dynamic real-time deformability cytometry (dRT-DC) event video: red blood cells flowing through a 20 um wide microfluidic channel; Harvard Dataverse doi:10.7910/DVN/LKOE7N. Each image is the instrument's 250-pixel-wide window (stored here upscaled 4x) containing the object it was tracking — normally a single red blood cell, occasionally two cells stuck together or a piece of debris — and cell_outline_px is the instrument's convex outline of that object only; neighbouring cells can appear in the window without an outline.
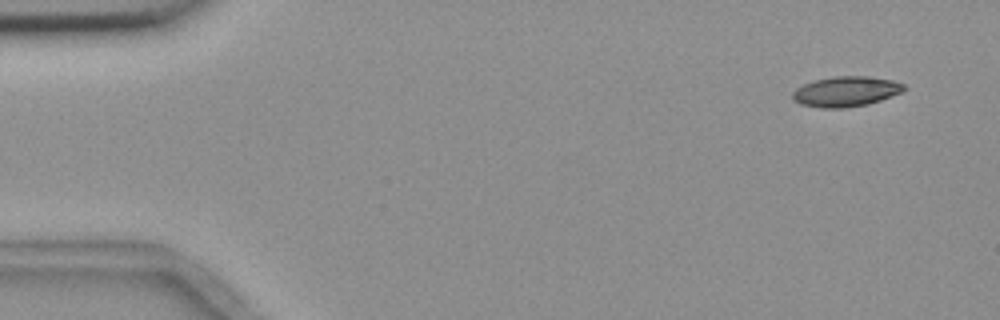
{"species": "common noctule bat (a hibernating species)", "species_latin": "Nyctalus noctula", "temperature_condition": "room temperature", "stored_images_in_passage": 7, "camera_frame_rate_fps": 3000, "um_per_image_px": 0.085, "animal": {"sex": "female", "body_mass_g": 18.4}, "frame": {"image": 1, "passage_image": 1, "time_ms": 0.0, "image_size_px": [1000, 320], "cell_outline_px": [[908, 88], [904, 92], [868, 104], [844, 108], [820, 108], [800, 104], [792, 100], [792, 92], [796, 88], [804, 84], [816, 80], [832, 76], [868, 76], [892, 80], [904, 84]], "centroid_in_image_um": [71.92, 7.78], "position_along_channel_um": 13.1, "area_um2": 19.83}}
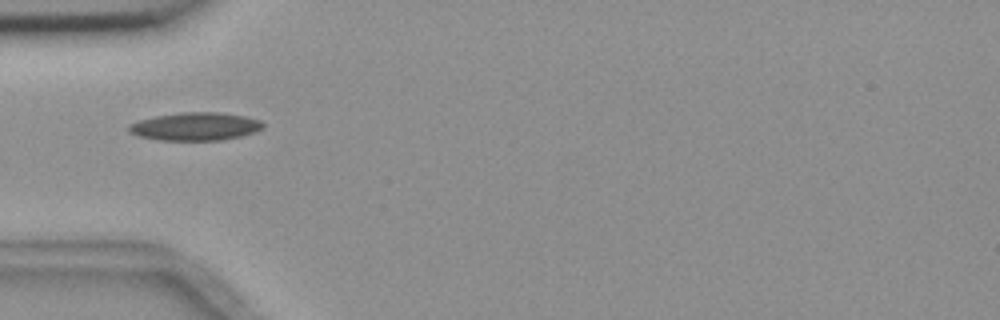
{"frame": {"image": 2, "passage_image": 5, "time_ms": 4.667, "image_size_px": [1000, 320], "cell_outline_px": [[264, 128], [256, 132], [240, 136], [220, 140], [160, 140], [136, 136], [128, 132], [128, 124], [140, 120], [156, 116], [180, 112], [216, 112], [244, 116], [260, 120], [264, 124]], "centroid_in_image_um": [16.59, 10.75], "position_along_channel_um": 68.4, "area_um2": 21.96}}
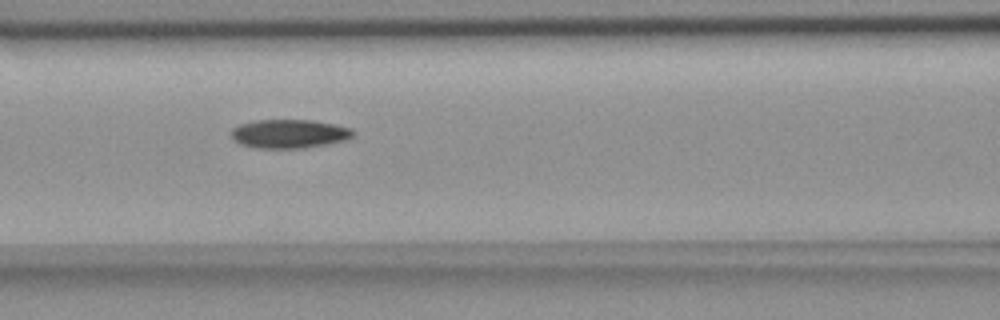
{"frame": {"image": 3, "passage_image": 7, "time_ms": 6.667, "image_size_px": [1000, 320], "cell_outline_px": [[356, 136], [348, 140], [304, 148], [260, 148], [240, 144], [232, 136], [232, 128], [240, 124], [256, 120], [312, 120], [352, 128], [356, 132]], "centroid_in_image_um": [24.66, 11.37], "position_along_channel_um": 141.9, "area_um2": 20.46}}